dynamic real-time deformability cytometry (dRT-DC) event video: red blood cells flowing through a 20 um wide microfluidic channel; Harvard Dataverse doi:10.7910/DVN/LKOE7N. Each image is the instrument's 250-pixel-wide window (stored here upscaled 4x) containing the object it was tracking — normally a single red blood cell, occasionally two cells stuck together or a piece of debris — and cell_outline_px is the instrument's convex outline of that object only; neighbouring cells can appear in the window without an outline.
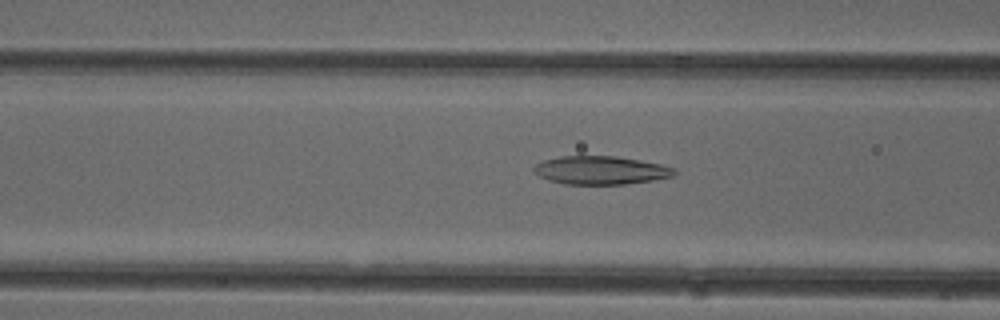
{"species": "common noctule bat (a hibernating species)", "species_latin": "Nyctalus noctula", "temperature_condition": "cold", "stored_images_in_passage": 40, "camera_frame_rate_fps": 3000, "um_per_image_px": 0.085, "animal": {"sex": "female"}, "frame": {"image": 1, "passage_image": 9, "time_ms": 2.667, "image_size_px": [1000, 320], "cell_outline_px": [[676, 172], [672, 176], [652, 180], [624, 184], [564, 184], [548, 180], [532, 172], [532, 168], [536, 164], [544, 160], [560, 156], [616, 156], [640, 160], [660, 164], [676, 168]], "centroid_in_image_um": [51.03, 14.47], "position_along_channel_um": 115.6, "area_um2": 23.18}}
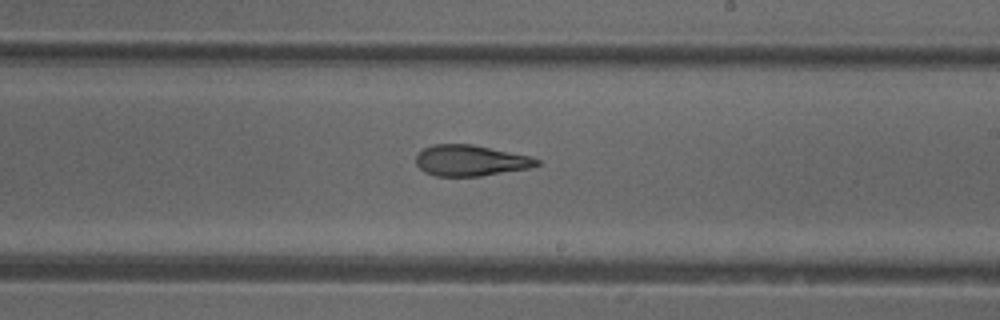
{"frame": {"image": 2, "passage_image": 19, "time_ms": 6.0, "image_size_px": [1000, 320], "cell_outline_px": [[540, 164], [528, 168], [480, 176], [436, 176], [424, 172], [416, 164], [416, 152], [432, 144], [472, 144], [532, 156], [540, 160]], "centroid_in_image_um": [39.97, 13.63], "position_along_channel_um": 249.0, "area_um2": 21.91}}
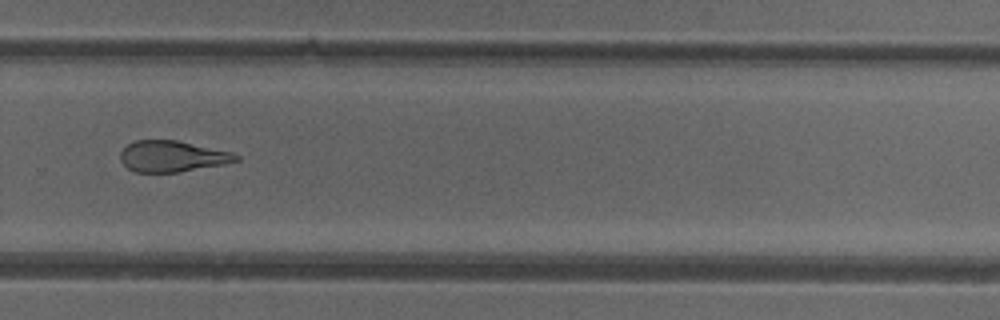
{"frame": {"image": 3, "passage_image": 24, "time_ms": 7.667, "image_size_px": [1000, 320], "cell_outline_px": [[240, 160], [224, 164], [180, 172], [132, 172], [120, 160], [120, 152], [128, 144], [136, 140], [176, 140], [232, 152], [240, 156]], "centroid_in_image_um": [14.64, 13.29], "position_along_channel_um": 315.2, "area_um2": 20.98}, "authors_computed_cell_mechanics": {"area_um2": 23.1489, "velocity_mm_per_s": 4.011, "shape_relaxation_time_tau1_ms": 7.0892, "shape_relaxation_time_tau2_ms": 4.1479, "deformation_change_tau1": 0.1825, "deformation_change_tau2": 0.1435}}